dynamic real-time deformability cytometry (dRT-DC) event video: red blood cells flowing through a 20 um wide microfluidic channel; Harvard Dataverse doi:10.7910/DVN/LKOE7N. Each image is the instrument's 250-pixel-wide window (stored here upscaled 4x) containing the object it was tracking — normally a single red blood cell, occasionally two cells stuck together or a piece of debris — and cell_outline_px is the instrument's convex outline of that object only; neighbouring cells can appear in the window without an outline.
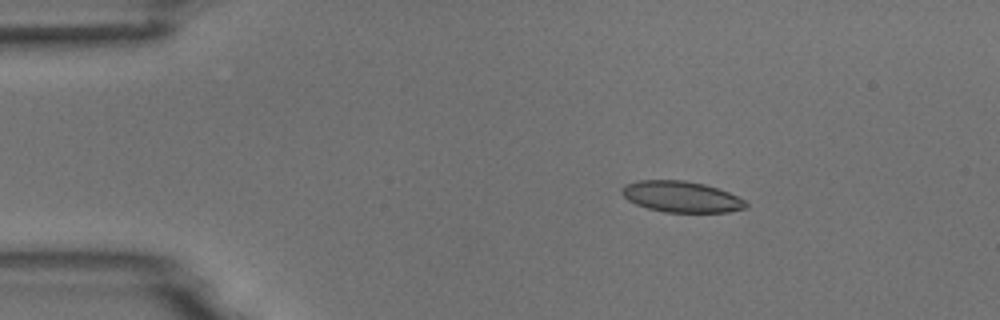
{"species": "common noctule bat (a hibernating species)", "species_latin": "Nyctalus noctula", "temperature_condition": "room temperature", "stored_images_in_passage": 3, "camera_frame_rate_fps": 3000, "um_per_image_px": 0.085, "animal": {"sex": "male", "body_mass_g": 18.8}, "frame": {"image": 1, "passage_image": 2, "time_ms": 2.0, "image_size_px": [1000, 320], "cell_outline_px": [[748, 204], [744, 208], [728, 212], [664, 212], [648, 208], [636, 204], [628, 200], [620, 192], [620, 188], [624, 184], [640, 180], [684, 180], [704, 184], [728, 192], [744, 200]], "centroid_in_image_um": [57.86, 16.71], "position_along_channel_um": 27.1, "area_um2": 22.37}}